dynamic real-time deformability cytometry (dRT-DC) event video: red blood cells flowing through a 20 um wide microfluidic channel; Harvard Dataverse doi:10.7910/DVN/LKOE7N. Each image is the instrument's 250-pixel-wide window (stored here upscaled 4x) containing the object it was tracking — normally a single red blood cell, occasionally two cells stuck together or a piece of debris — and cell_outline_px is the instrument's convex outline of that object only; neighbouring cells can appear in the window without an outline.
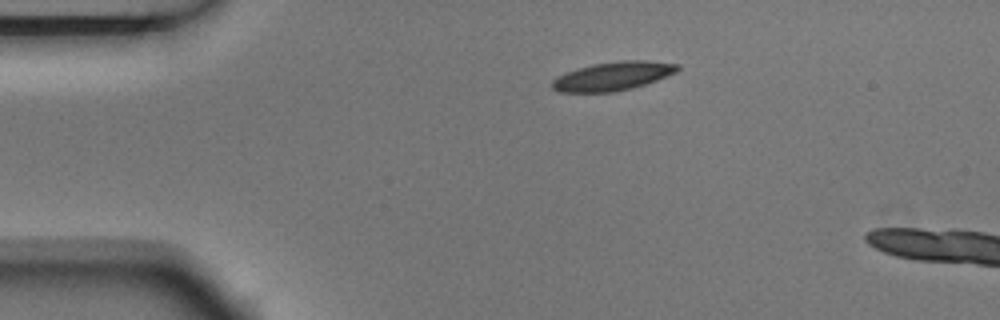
{"species": "Egyptian fruit bat (a non-hibernating species)", "species_latin": "Rousettus aegyptiacus", "temperature_condition": "room temperature", "stored_images_in_passage": 2, "camera_frame_rate_fps": 3000, "um_per_image_px": 0.085, "animal": {"sex": "male"}, "frame": {"image": 1, "passage_image": 1, "time_ms": 0.0, "image_size_px": [1000, 320], "cell_outline_px": [[680, 68], [676, 72], [656, 80], [632, 88], [612, 92], [560, 92], [552, 88], [552, 80], [576, 68], [592, 64], [620, 60], [644, 60], [680, 64]], "centroid_in_image_um": [52.11, 6.46], "position_along_channel_um": 32.9, "area_um2": 20.81}}